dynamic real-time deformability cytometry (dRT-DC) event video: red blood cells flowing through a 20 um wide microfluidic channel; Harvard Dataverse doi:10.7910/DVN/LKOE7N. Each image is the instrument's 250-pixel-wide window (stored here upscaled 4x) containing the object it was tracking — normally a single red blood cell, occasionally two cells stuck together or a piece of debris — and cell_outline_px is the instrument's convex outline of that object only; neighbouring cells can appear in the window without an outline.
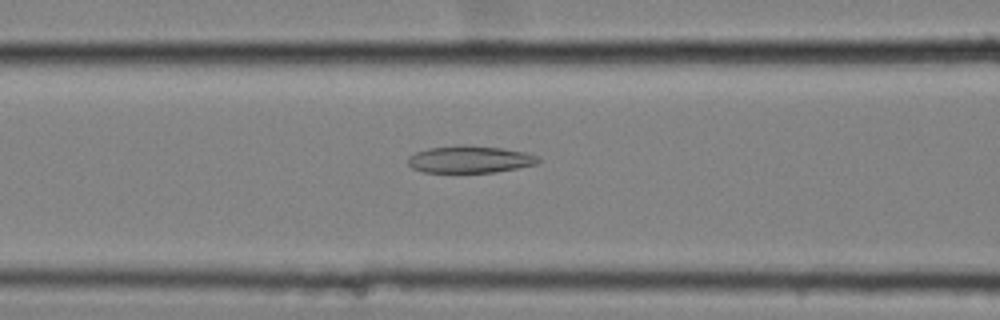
{"species": "common noctule bat (a hibernating species)", "species_latin": "Nyctalus noctula", "temperature_condition": "cold", "stored_images_in_passage": 58, "camera_frame_rate_fps": 3000, "um_per_image_px": 0.085, "animal": {"sex": "female", "body_mass_g": 25.1}, "frame": {"image": 1, "passage_image": 25, "time_ms": 8.0, "image_size_px": [1000, 320], "cell_outline_px": [[540, 160], [536, 164], [496, 172], [424, 172], [412, 168], [408, 164], [408, 156], [416, 152], [428, 148], [464, 144], [500, 148], [524, 152], [536, 156]], "centroid_in_image_um": [39.89, 13.54], "position_along_channel_um": 126.7, "area_um2": 20.46}}
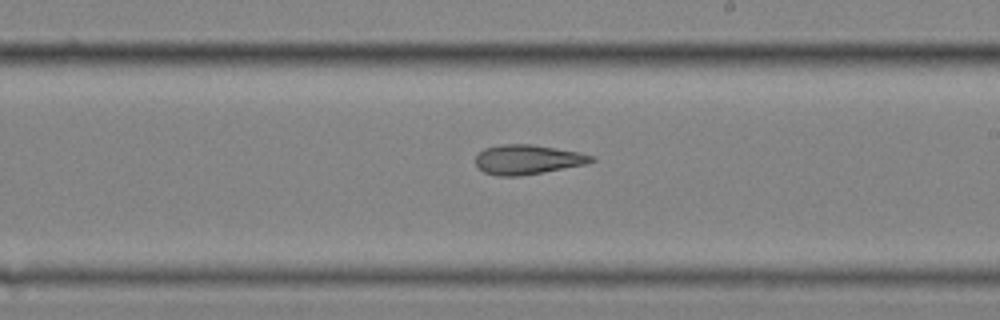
{"frame": {"image": 2, "passage_image": 35, "time_ms": 11.333, "image_size_px": [1000, 320], "cell_outline_px": [[596, 160], [584, 164], [520, 176], [496, 176], [484, 172], [476, 164], [476, 156], [484, 148], [504, 144], [532, 144], [580, 152], [596, 156]], "centroid_in_image_um": [44.85, 13.55], "position_along_channel_um": 244.2, "area_um2": 19.83}}
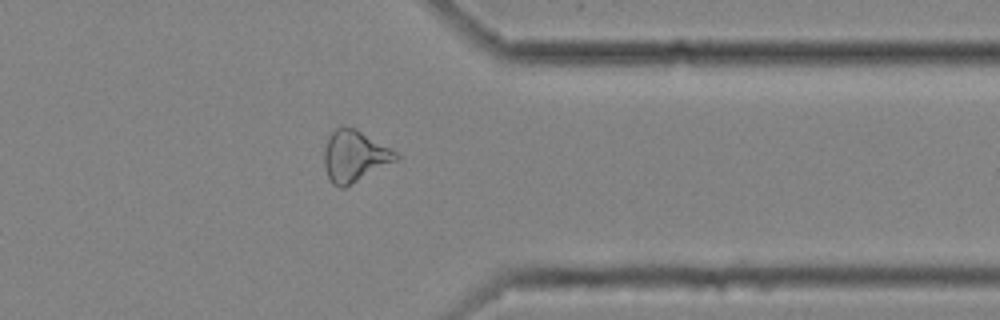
{"frame": {"image": 3, "passage_image": 47, "time_ms": 15.333, "image_size_px": [1000, 320], "cell_outline_px": [[400, 160], [344, 188], [340, 188], [332, 184], [328, 176], [324, 164], [324, 148], [328, 136], [336, 128], [344, 124], [356, 128], [396, 152], [400, 156]], "centroid_in_image_um": [30.14, 13.27], "position_along_channel_um": 381.3, "area_um2": 21.85}, "authors_computed_cell_mechanics": {"area_um2": 22.9466, "velocity_mm_per_s": 3.5285, "shape_relaxation_time_tau1_ms": null, "shape_relaxation_time_tau2_ms": 6.4964, "deformation_change_tau1": null, "deformation_change_tau2": 0.178}}